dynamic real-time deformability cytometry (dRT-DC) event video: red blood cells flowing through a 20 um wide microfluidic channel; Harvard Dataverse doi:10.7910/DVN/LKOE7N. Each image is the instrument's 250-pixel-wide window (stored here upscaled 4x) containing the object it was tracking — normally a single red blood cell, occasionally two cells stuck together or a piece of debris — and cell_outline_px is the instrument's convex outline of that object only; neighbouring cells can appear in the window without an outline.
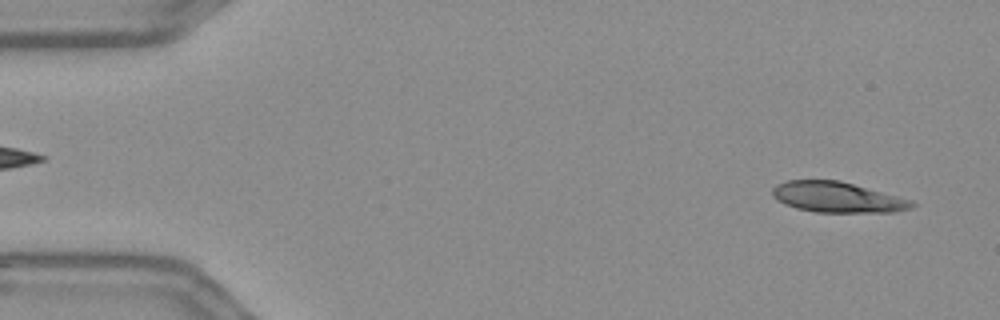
{"species": "Egyptian fruit bat (a non-hibernating species)", "species_latin": "Rousettus aegyptiacus", "temperature_condition": "warm", "stored_images_in_passage": 54, "camera_frame_rate_fps": 3000, "um_per_image_px": 0.085, "frame": {"image": 1, "passage_image": 2, "time_ms": 0.333, "image_size_px": [1000, 320], "cell_outline_px": [[916, 204], [912, 208], [892, 212], [816, 212], [796, 208], [784, 204], [776, 200], [772, 196], [772, 188], [776, 184], [788, 180], [840, 180], [912, 200]], "centroid_in_image_um": [71.14, 16.76], "position_along_channel_um": 13.9, "area_um2": 24.85}}
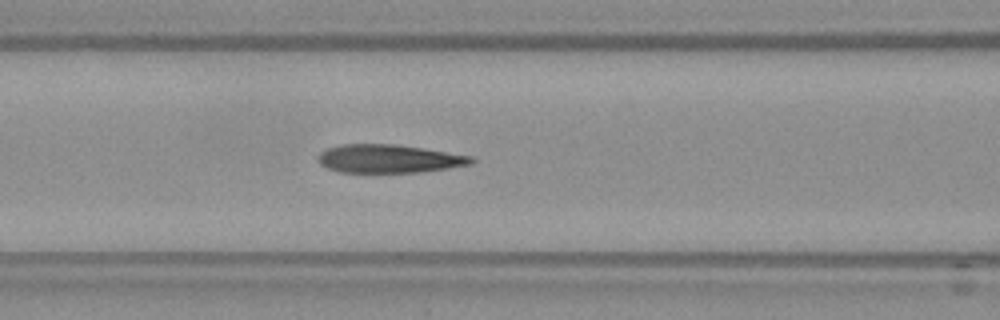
{"frame": {"image": 2, "passage_image": 21, "time_ms": 6.667, "image_size_px": [1000, 320], "cell_outline_px": [[476, 160], [472, 164], [448, 168], [420, 172], [340, 172], [328, 168], [320, 164], [316, 160], [316, 156], [320, 152], [328, 148], [340, 144], [392, 144], [424, 148], [476, 156]], "centroid_in_image_um": [33.08, 13.48], "position_along_channel_um": 133.5, "area_um2": 25.55}}
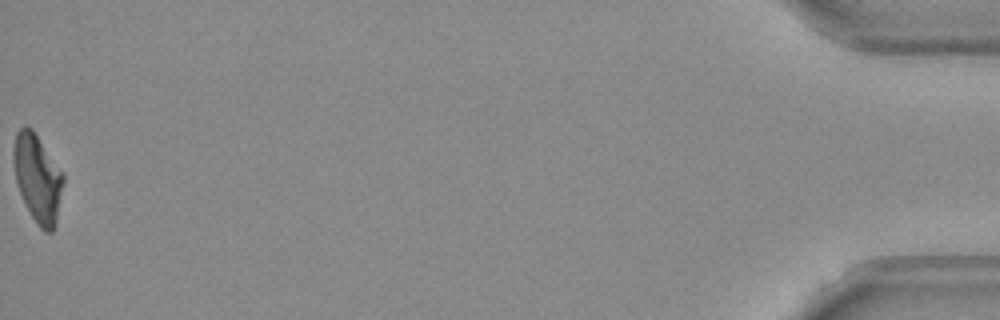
{"frame": {"image": 3, "passage_image": 54, "time_ms": 17.667, "image_size_px": [1000, 320], "cell_outline_px": [[64, 180], [56, 224], [52, 232], [44, 232], [40, 228], [32, 216], [20, 192], [16, 180], [12, 160], [12, 152], [16, 132], [24, 124], [32, 128], [64, 172]], "centroid_in_image_um": [3.2, 15.1], "position_along_channel_um": 432.0, "area_um2": 25.66}, "authors_computed_cell_mechanics": {"area_um2": 25.8077, "velocity_mm_per_s": 3.6438, "shape_relaxation_time_tau1_ms": null, "shape_relaxation_time_tau2_ms": 2.7728, "deformation_change_tau1": null, "deformation_change_tau2": 0.0967}}